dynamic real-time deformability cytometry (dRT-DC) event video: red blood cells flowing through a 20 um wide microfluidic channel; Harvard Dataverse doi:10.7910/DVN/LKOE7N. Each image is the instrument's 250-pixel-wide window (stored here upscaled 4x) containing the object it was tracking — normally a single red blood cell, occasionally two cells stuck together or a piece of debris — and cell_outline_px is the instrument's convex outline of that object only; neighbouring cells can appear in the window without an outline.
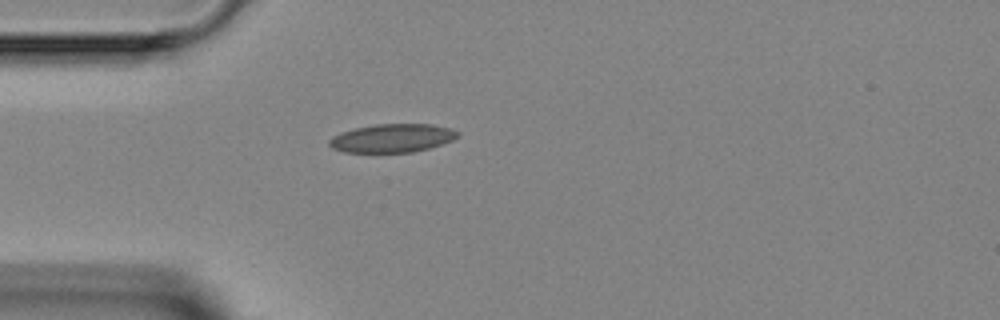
{"species": "Egyptian fruit bat (a non-hibernating species)", "species_latin": "Rousettus aegyptiacus", "temperature_condition": "room temperature", "stored_images_in_passage": 2, "camera_frame_rate_fps": 3000, "um_per_image_px": 0.085, "animal": {"sex": "female"}, "frame": {"image": 1, "passage_image": 2, "time_ms": 2.0, "image_size_px": [1000, 320], "cell_outline_px": [[460, 136], [452, 140], [428, 148], [412, 152], [344, 152], [332, 148], [328, 144], [328, 140], [332, 136], [340, 132], [356, 128], [376, 124], [432, 124], [448, 128], [460, 132]], "centroid_in_image_um": [33.31, 11.74], "position_along_channel_um": 51.7, "area_um2": 21.21}}